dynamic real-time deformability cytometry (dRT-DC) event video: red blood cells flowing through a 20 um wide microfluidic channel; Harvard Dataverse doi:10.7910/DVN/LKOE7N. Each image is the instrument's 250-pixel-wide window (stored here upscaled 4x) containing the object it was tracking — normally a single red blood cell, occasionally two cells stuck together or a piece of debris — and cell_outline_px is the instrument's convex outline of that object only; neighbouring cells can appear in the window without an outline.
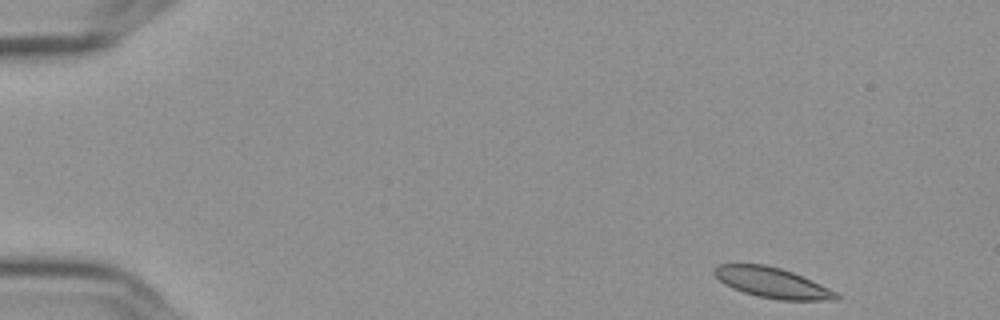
{"species": "Egyptian fruit bat (a non-hibernating species)", "species_latin": "Rousettus aegyptiacus", "temperature_condition": "cold", "stored_images_in_passage": 52, "camera_frame_rate_fps": 3000, "um_per_image_px": 0.085, "frame": {"image": 1, "passage_image": 1, "time_ms": 0.0, "image_size_px": [1000, 320], "cell_outline_px": [[840, 296], [836, 300], [776, 300], [756, 296], [732, 288], [724, 284], [712, 272], [712, 268], [716, 264], [764, 264], [780, 268], [792, 272], [812, 280], [836, 292]], "centroid_in_image_um": [65.6, 24.03], "position_along_channel_um": 19.4, "area_um2": 21.62}}
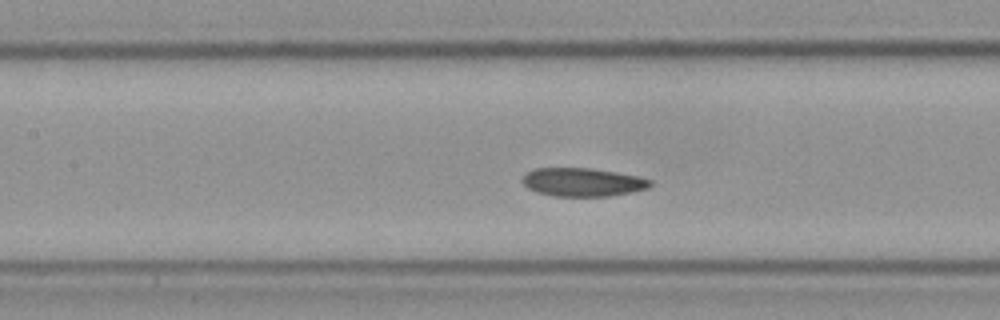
{"frame": {"image": 2, "passage_image": 22, "time_ms": 7.0, "image_size_px": [1000, 320], "cell_outline_px": [[652, 184], [648, 188], [632, 192], [608, 196], [552, 196], [536, 192], [528, 188], [524, 184], [524, 176], [528, 172], [536, 168], [592, 168], [640, 176], [652, 180]], "centroid_in_image_um": [49.57, 15.48], "position_along_channel_um": 157.8, "area_um2": 21.15}}
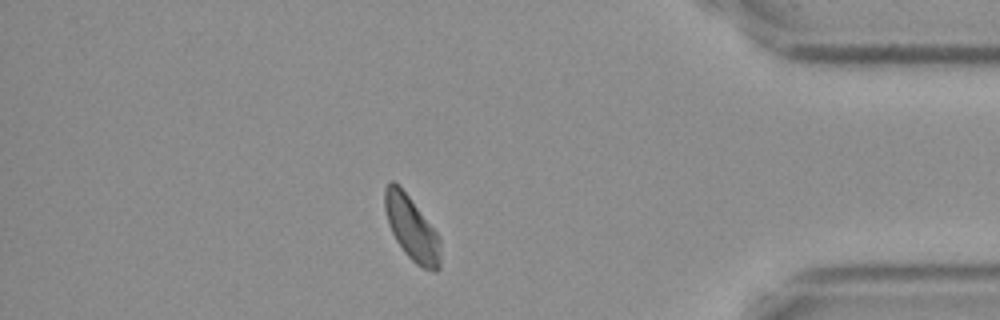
{"frame": {"image": 3, "passage_image": 45, "time_ms": 14.667, "image_size_px": [1000, 320], "cell_outline_px": [[440, 268], [436, 272], [432, 272], [416, 264], [404, 252], [396, 240], [388, 224], [384, 208], [384, 188], [392, 180], [400, 184], [436, 232], [440, 240]], "centroid_in_image_um": [34.98, 19.4], "position_along_channel_um": 400.2, "area_um2": 20.81}}